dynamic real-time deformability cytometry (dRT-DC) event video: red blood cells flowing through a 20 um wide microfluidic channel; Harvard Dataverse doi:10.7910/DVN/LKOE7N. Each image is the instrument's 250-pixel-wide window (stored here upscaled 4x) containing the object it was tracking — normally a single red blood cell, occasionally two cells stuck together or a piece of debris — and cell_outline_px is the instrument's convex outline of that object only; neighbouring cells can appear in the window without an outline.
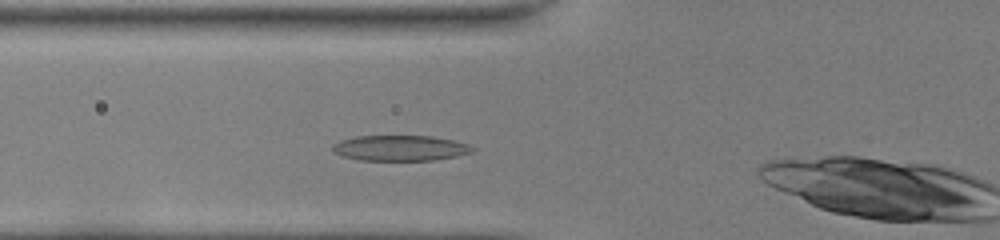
{"species": "common noctule bat (a hibernating species)", "species_latin": "Nyctalus noctula", "temperature_condition": "room temperature", "stored_images_in_passage": 6, "camera_frame_rate_fps": 3000, "um_per_image_px": 0.085, "animal": {"sex": "female", "body_mass_g": 22.0, "forearm_length_mm": 56.7}, "frame": {"image": 1, "passage_image": 5, "time_ms": 1.333, "image_size_px": [1000, 240], "cell_outline_px": [[476, 148], [472, 152], [456, 156], [432, 160], [360, 160], [344, 156], [332, 152], [332, 144], [340, 140], [356, 136], [432, 136], [452, 140], [468, 144]], "centroid_in_image_um": [34.0, 12.58], "position_along_channel_um": 91.8, "area_um2": 20.75}}